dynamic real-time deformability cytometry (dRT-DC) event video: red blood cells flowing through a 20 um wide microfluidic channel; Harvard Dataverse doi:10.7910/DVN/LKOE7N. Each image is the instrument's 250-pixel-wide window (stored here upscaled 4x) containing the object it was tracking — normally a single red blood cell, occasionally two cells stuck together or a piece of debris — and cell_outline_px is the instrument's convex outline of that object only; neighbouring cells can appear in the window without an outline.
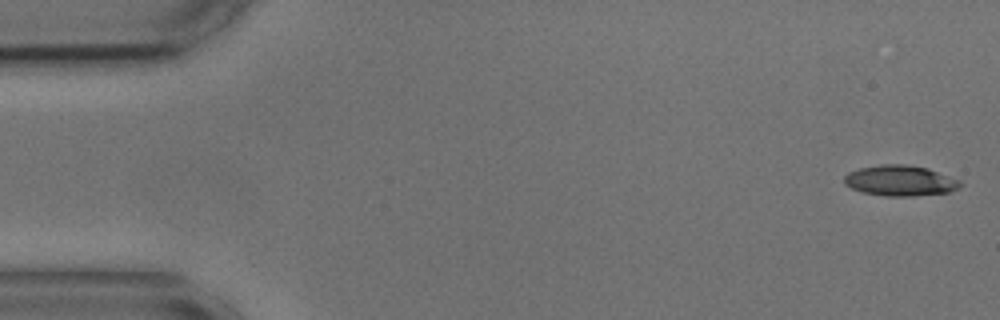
{"species": "common noctule bat (a hibernating species)", "species_latin": "Nyctalus noctula", "temperature_condition": "cold", "stored_images_in_passage": 53, "camera_frame_rate_fps": 3000, "um_per_image_px": 0.085, "animal": {"sex": "male", "body_mass_g": 17.9, "forearm_length_mm": 54.2}, "frame": {"image": 1, "passage_image": 1, "time_ms": 0.0, "image_size_px": [1000, 320], "cell_outline_px": [[964, 184], [960, 188], [948, 192], [912, 196], [884, 196], [860, 192], [844, 184], [844, 176], [848, 172], [860, 168], [880, 164], [904, 164], [928, 168], [960, 180]], "centroid_in_image_um": [76.52, 15.35], "position_along_channel_um": 8.5, "area_um2": 20.87}}
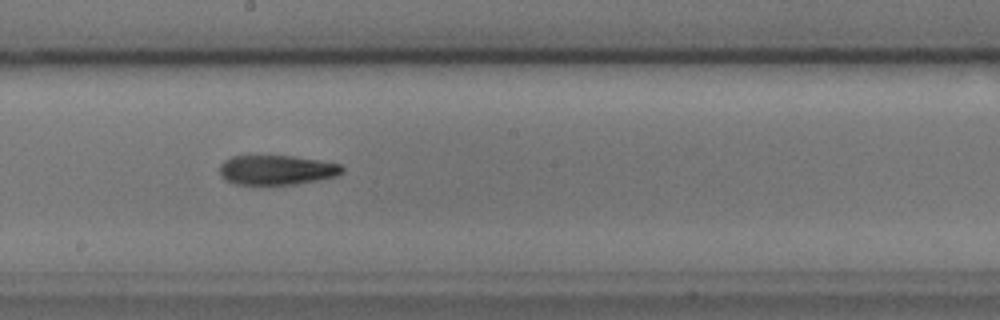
{"frame": {"image": 2, "passage_image": 29, "time_ms": 9.333, "image_size_px": [1000, 320], "cell_outline_px": [[344, 172], [336, 176], [320, 180], [296, 184], [236, 184], [224, 180], [220, 176], [220, 164], [224, 160], [232, 156], [292, 156], [320, 160], [340, 164], [344, 168]], "centroid_in_image_um": [23.52, 14.45], "position_along_channel_um": 224.7, "area_um2": 21.27}}
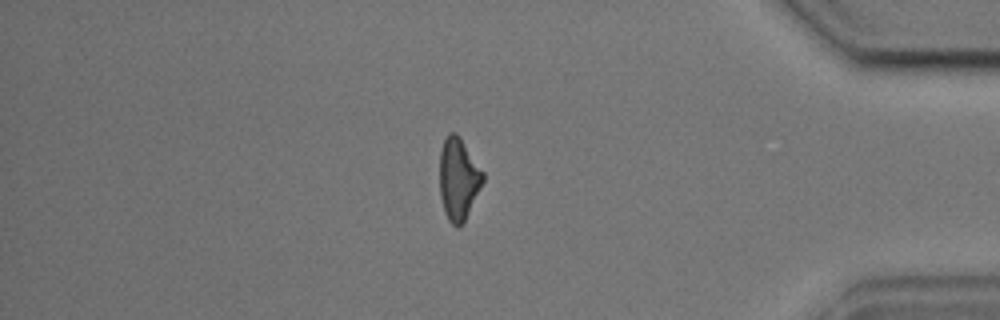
{"frame": {"image": 3, "passage_image": 46, "time_ms": 15.0, "image_size_px": [1000, 320], "cell_outline_px": [[484, 180], [464, 220], [460, 224], [452, 224], [448, 220], [444, 212], [440, 196], [440, 148], [448, 132], [456, 132], [460, 136], [484, 172]], "centroid_in_image_um": [38.95, 15.14], "position_along_channel_um": 396.2, "area_um2": 20.52}}